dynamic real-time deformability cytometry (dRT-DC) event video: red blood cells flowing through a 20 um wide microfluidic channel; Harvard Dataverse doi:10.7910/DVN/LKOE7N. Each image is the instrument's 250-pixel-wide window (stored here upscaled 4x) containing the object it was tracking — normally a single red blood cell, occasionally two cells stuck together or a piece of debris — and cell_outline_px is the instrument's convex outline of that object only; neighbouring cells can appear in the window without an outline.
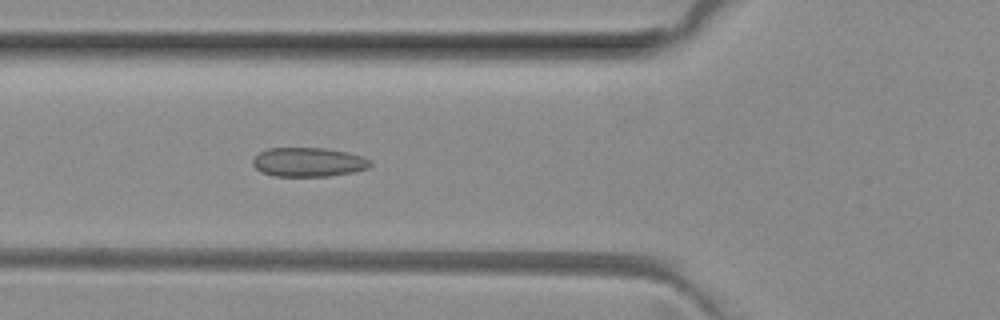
{"species": "common noctule bat (a hibernating species)", "species_latin": "Nyctalus noctula", "temperature_condition": "room temperature", "stored_images_in_passage": 41, "camera_frame_rate_fps": 3000, "um_per_image_px": 0.085, "animal": {"sex": "female", "body_mass_g": 29.2, "forearm_length_mm": 56.3}, "frame": {"image": 1, "passage_image": 9, "time_ms": 2.667, "image_size_px": [1000, 320], "cell_outline_px": [[372, 164], [368, 168], [356, 172], [328, 176], [272, 176], [260, 172], [252, 164], [252, 160], [260, 152], [268, 148], [324, 148], [348, 152], [372, 160]], "centroid_in_image_um": [26.22, 13.79], "position_along_channel_um": 99.6, "area_um2": 20.11}}
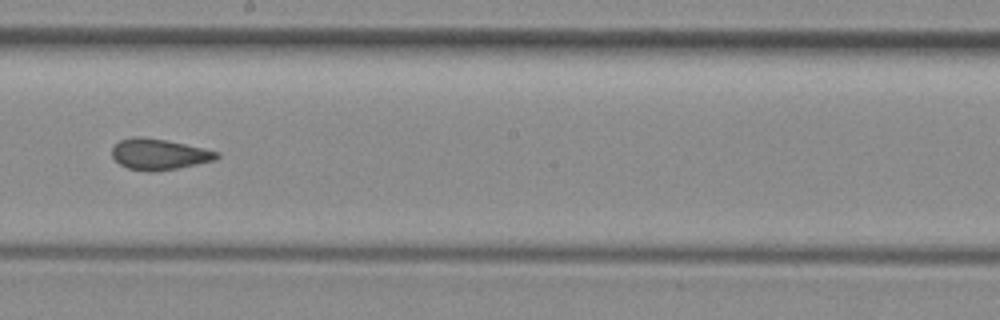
{"frame": {"image": 2, "passage_image": 19, "time_ms": 6.0, "image_size_px": [1000, 320], "cell_outline_px": [[220, 156], [216, 160], [176, 168], [152, 172], [148, 172], [128, 168], [120, 164], [112, 156], [112, 148], [120, 140], [132, 136], [140, 136], [164, 140], [204, 148], [220, 152]], "centroid_in_image_um": [13.52, 13.11], "position_along_channel_um": 234.7, "area_um2": 18.79}}
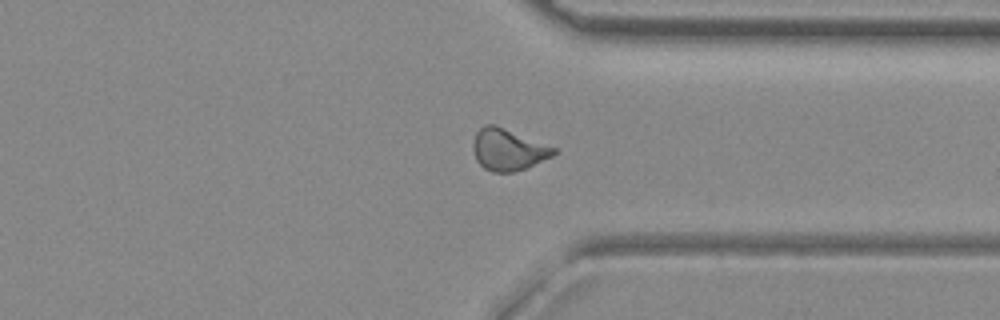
{"frame": {"image": 3, "passage_image": 29, "time_ms": 9.333, "image_size_px": [1000, 320], "cell_outline_px": [[556, 152], [552, 156], [524, 168], [512, 172], [492, 172], [484, 168], [476, 160], [472, 148], [472, 144], [476, 132], [484, 124], [496, 124], [556, 148]], "centroid_in_image_um": [43.14, 12.7], "position_along_channel_um": 368.3, "area_um2": 19.48}, "authors_computed_cell_mechanics": {"area_um2": 19.1318, "velocity_mm_per_s": 4.0498, "shape_relaxation_time_tau1_ms": null, "shape_relaxation_time_tau2_ms": 1.9402, "deformation_change_tau1": null, "deformation_change_tau2": 0.0863}}